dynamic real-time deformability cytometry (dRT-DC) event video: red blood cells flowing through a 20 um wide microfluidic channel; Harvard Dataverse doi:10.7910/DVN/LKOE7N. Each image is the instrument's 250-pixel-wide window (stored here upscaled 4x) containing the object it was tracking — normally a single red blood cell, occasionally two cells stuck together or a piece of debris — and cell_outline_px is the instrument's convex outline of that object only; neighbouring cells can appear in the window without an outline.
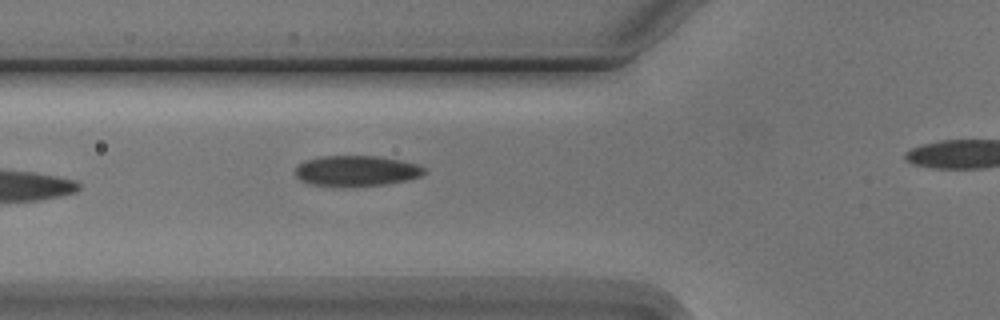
{"species": "Egyptian fruit bat (a non-hibernating species)", "species_latin": "Rousettus aegyptiacus", "temperature_condition": "cold", "stored_images_in_passage": 6, "segment_of_instrument_passage": [1, 2], "camera_frame_rate_fps": 3000, "um_per_image_px": 0.085, "animal": {"sex": "male"}, "frame": {"image": 1, "passage_image": 5, "time_ms": 4.667, "image_size_px": [1000, 320], "cell_outline_px": [[428, 172], [420, 176], [408, 180], [384, 184], [344, 188], [312, 184], [300, 180], [296, 176], [296, 168], [304, 160], [320, 156], [380, 156], [400, 160], [416, 164], [428, 168]], "centroid_in_image_um": [30.32, 14.53], "position_along_channel_um": 95.5, "area_um2": 23.41}}